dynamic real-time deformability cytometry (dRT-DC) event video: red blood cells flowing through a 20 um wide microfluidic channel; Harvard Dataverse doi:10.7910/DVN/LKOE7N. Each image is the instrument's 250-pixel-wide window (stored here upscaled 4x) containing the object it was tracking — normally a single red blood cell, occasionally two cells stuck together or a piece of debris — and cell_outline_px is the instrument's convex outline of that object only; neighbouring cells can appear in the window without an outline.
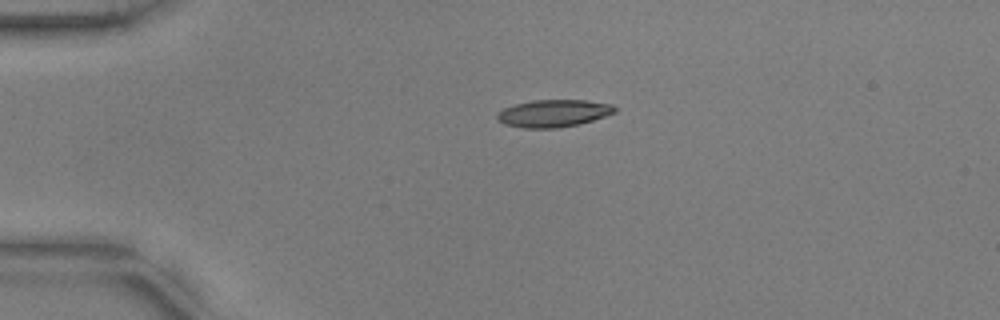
{"species": "common noctule bat (a hibernating species)", "species_latin": "Nyctalus noctula", "temperature_condition": "warm", "stored_images_in_passage": 42, "camera_frame_rate_fps": 3000, "um_per_image_px": 0.085, "animal": {"sex": "male", "body_mass_g": 17.9, "forearm_length_mm": 54.2}, "frame": {"image": 1, "passage_image": 1, "time_ms": 0.0, "image_size_px": [1000, 320], "cell_outline_px": [[616, 112], [580, 124], [560, 128], [524, 128], [504, 124], [496, 120], [496, 112], [504, 108], [516, 104], [536, 100], [584, 100], [612, 104], [616, 108]], "centroid_in_image_um": [47.02, 9.64], "position_along_channel_um": 38.0, "area_um2": 18.79}}
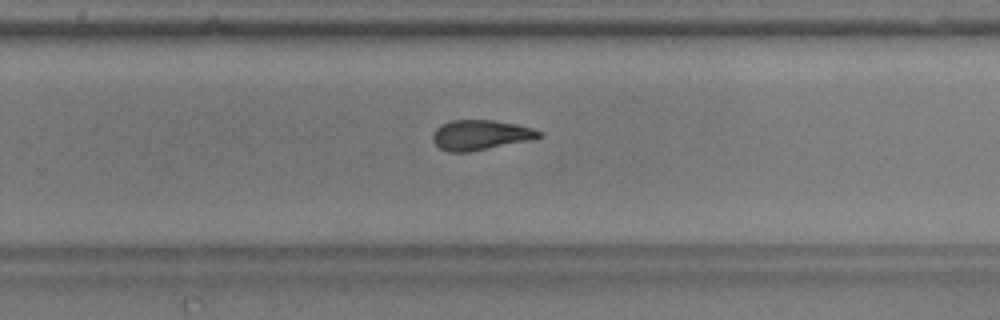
{"frame": {"image": 2, "passage_image": 24, "time_ms": 7.667, "image_size_px": [1000, 320], "cell_outline_px": [[544, 136], [532, 140], [468, 152], [448, 152], [440, 148], [432, 140], [432, 132], [436, 128], [452, 120], [492, 120], [516, 124], [532, 128], [544, 132]], "centroid_in_image_um": [40.87, 11.48], "position_along_channel_um": 288.9, "area_um2": 18.67}}
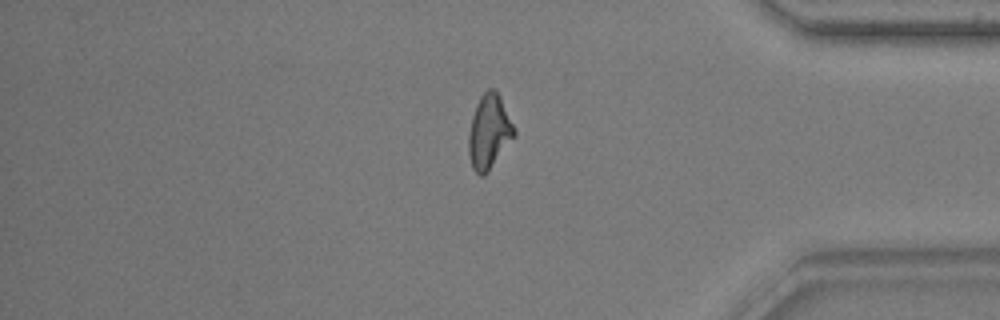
{"frame": {"image": 3, "passage_image": 34, "time_ms": 11.0, "image_size_px": [1000, 320], "cell_outline_px": [[516, 136], [488, 172], [484, 176], [480, 176], [472, 168], [468, 156], [468, 136], [472, 116], [476, 104], [480, 96], [488, 88], [496, 88], [500, 96], [516, 132]], "centroid_in_image_um": [41.57, 11.22], "position_along_channel_um": 393.6, "area_um2": 19.94}, "authors_computed_cell_mechanics": {"area_um2": 18.6694, "velocity_mm_per_s": 3.7766, "shape_relaxation_time_tau1_ms": null, "shape_relaxation_time_tau2_ms": 3.1859, "deformation_change_tau1": null, "deformation_change_tau2": 0.1107}}